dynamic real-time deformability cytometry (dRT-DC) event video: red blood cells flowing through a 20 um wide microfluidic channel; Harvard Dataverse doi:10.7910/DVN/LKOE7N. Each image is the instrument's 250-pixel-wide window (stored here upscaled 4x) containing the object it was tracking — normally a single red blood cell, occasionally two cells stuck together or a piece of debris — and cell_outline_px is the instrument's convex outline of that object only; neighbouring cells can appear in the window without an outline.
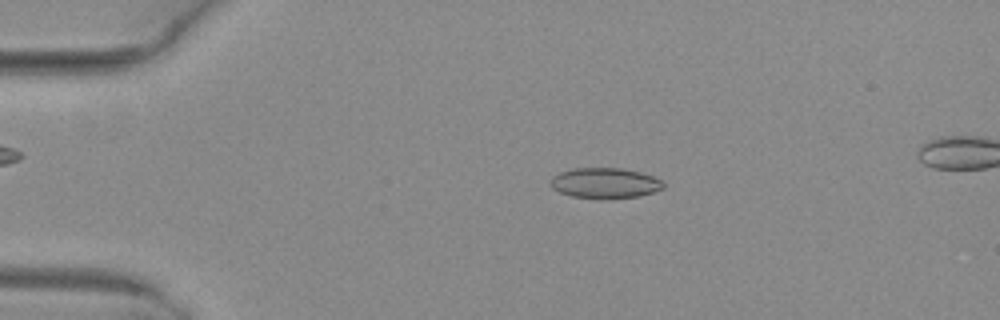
{"species": "common noctule bat (a hibernating species)", "species_latin": "Nyctalus noctula", "temperature_condition": "warm", "stored_images_in_passage": 5, "camera_frame_rate_fps": 3000, "um_per_image_px": 0.085, "animal": {"sex": "female", "body_mass_g": 29.2, "forearm_length_mm": 56.3}, "frame": {"image": 1, "passage_image": 2, "time_ms": 0.333, "image_size_px": [1000, 320], "cell_outline_px": [[664, 188], [640, 196], [600, 200], [572, 196], [560, 192], [552, 188], [552, 176], [560, 172], [572, 168], [620, 168], [640, 172], [652, 176], [660, 180], [664, 184]], "centroid_in_image_um": [51.41, 15.57], "position_along_channel_um": 33.6, "area_um2": 20.11}}
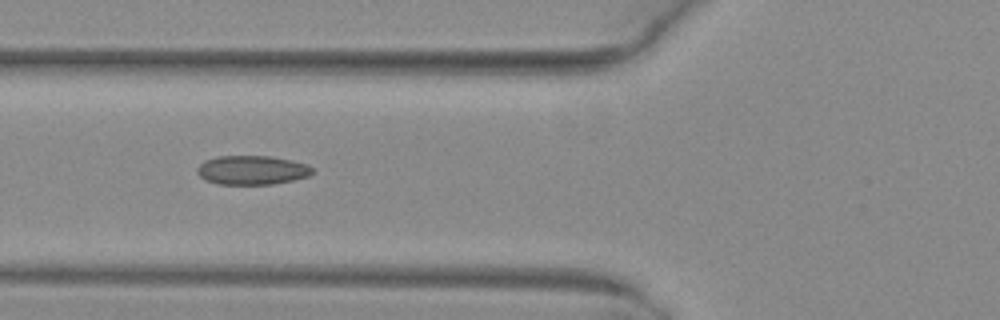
{"frame": {"image": 2, "passage_image": 4, "time_ms": 1.0, "image_size_px": [1000, 320], "cell_outline_px": [[312, 172], [308, 176], [292, 180], [272, 184], [216, 184], [204, 180], [196, 172], [196, 168], [204, 160], [216, 156], [268, 156], [292, 160], [304, 164], [312, 168]], "centroid_in_image_um": [21.34, 14.46], "position_along_channel_um": 104.5, "area_um2": 19.48}}
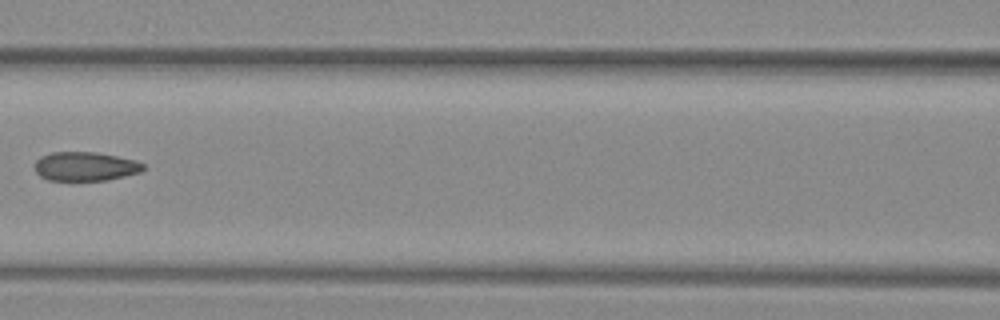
{"frame": {"image": 3, "passage_image": 5, "time_ms": 1.333, "image_size_px": [1000, 320], "cell_outline_px": [[144, 168], [140, 172], [108, 180], [48, 180], [40, 176], [36, 172], [36, 160], [40, 156], [52, 152], [96, 152], [136, 160], [144, 164]], "centroid_in_image_um": [7.25, 14.14], "position_along_channel_um": 159.4, "area_um2": 18.26}}